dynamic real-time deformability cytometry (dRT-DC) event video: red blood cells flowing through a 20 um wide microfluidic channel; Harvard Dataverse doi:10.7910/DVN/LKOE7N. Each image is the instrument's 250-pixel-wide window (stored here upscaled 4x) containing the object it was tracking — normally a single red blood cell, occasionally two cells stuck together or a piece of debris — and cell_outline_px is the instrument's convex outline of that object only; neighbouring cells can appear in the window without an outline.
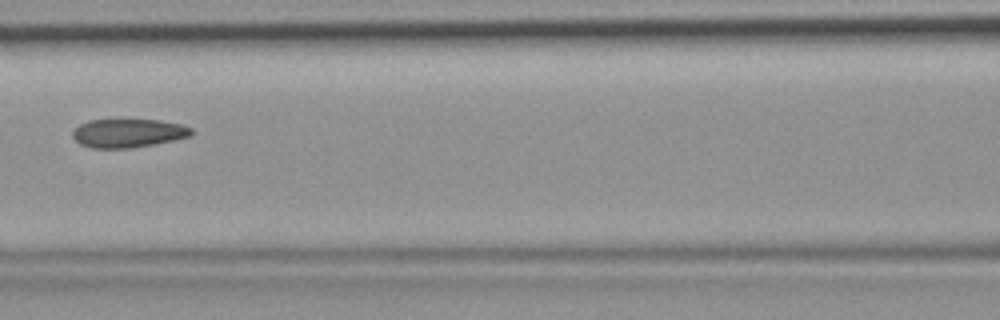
{"species": "common noctule bat (a hibernating species)", "species_latin": "Nyctalus noctula", "temperature_condition": "room temperature", "stored_images_in_passage": 5, "camera_frame_rate_fps": 3000, "um_per_image_px": 0.085, "animal": {"sex": "female", "body_mass_g": 19.9}, "frame": {"image": 1, "passage_image": 4, "time_ms": 1.0, "image_size_px": [1000, 320], "cell_outline_px": [[192, 136], [152, 144], [128, 148], [92, 148], [80, 144], [72, 136], [72, 132], [80, 124], [88, 120], [160, 120], [180, 124], [192, 128]], "centroid_in_image_um": [10.88, 11.31], "position_along_channel_um": 155.7, "area_um2": 19.59}}